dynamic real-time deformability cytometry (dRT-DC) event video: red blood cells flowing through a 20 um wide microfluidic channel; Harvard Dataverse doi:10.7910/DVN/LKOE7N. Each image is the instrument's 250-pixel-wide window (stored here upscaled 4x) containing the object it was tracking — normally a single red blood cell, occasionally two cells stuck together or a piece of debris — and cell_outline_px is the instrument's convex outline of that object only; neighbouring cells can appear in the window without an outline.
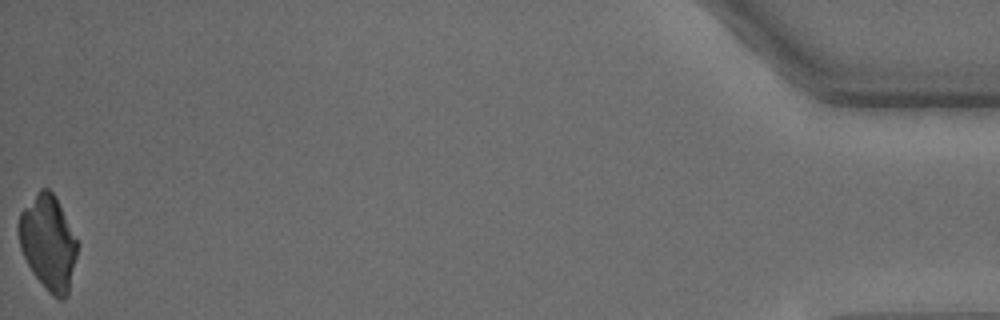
{"species": "common noctule bat (a hibernating species)", "species_latin": "Nyctalus noctula", "temperature_condition": "warm", "stored_images_in_passage": 55, "camera_frame_rate_fps": 3000, "um_per_image_px": 0.085, "animal": {"sex": "male", "body_mass_g": 15.6}, "frame": {"image": 1, "passage_image": 55, "time_ms": 18.0, "image_size_px": [1000, 320], "cell_outline_px": [[80, 244], [68, 296], [64, 300], [60, 300], [52, 296], [48, 292], [32, 272], [20, 248], [20, 212], [40, 188], [48, 188], [56, 196]], "centroid_in_image_um": [4.16, 20.65], "position_along_channel_um": 431.0, "area_um2": 32.54}}